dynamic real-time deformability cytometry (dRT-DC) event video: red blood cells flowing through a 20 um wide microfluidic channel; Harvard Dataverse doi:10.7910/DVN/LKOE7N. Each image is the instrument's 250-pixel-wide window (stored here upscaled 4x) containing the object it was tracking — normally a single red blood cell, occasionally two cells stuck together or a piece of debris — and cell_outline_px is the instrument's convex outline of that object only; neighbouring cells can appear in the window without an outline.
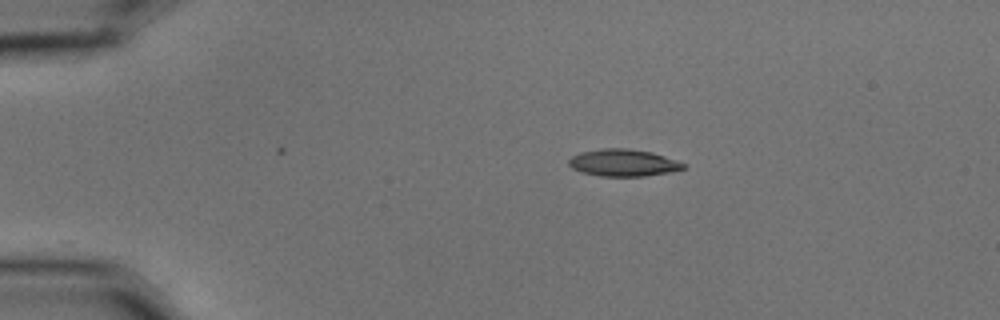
{"species": "common noctule bat (a hibernating species)", "species_latin": "Nyctalus noctula", "temperature_condition": "cold", "stored_images_in_passage": 46, "camera_frame_rate_fps": 3000, "um_per_image_px": 0.085, "animal": {"sex": "male", "body_mass_g": 15.6}, "frame": {"image": 1, "passage_image": 1, "time_ms": 0.0, "image_size_px": [1000, 320], "cell_outline_px": [[688, 168], [668, 172], [644, 176], [600, 176], [584, 172], [572, 168], [568, 164], [568, 160], [572, 156], [580, 152], [600, 148], [628, 148], [652, 152], [688, 164]], "centroid_in_image_um": [53.0, 13.82], "position_along_channel_um": 32.0, "area_um2": 18.15}}
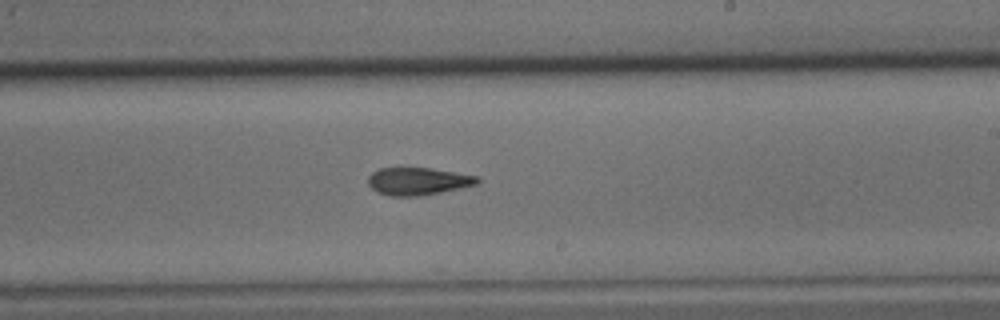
{"frame": {"image": 2, "passage_image": 24, "time_ms": 7.667, "image_size_px": [1000, 320], "cell_outline_px": [[480, 180], [476, 184], [460, 188], [420, 196], [388, 196], [376, 192], [368, 184], [368, 176], [372, 172], [380, 168], [428, 168], [456, 172], [480, 176]], "centroid_in_image_um": [35.51, 15.41], "position_along_channel_um": 253.5, "area_um2": 17.57}}
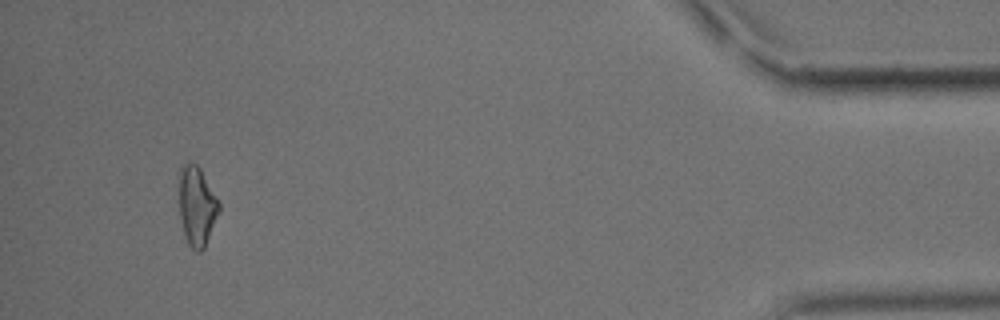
{"frame": {"image": 3, "passage_image": 43, "time_ms": 14.0, "image_size_px": [1000, 320], "cell_outline_px": [[220, 212], [204, 248], [200, 252], [196, 252], [188, 244], [184, 232], [180, 216], [176, 180], [180, 164], [188, 160], [196, 164], [200, 168], [220, 204]], "centroid_in_image_um": [16.68, 17.43], "position_along_channel_um": 418.5, "area_um2": 19.13}, "authors_computed_cell_mechanics": {"area_um2": 18.1203, "velocity_mm_per_s": 3.6109, "shape_relaxation_time_tau1_ms": 5.2684, "shape_relaxation_time_tau2_ms": 5.5309, "deformation_change_tau1": 0.1605, "deformation_change_tau2": 0.1334}}